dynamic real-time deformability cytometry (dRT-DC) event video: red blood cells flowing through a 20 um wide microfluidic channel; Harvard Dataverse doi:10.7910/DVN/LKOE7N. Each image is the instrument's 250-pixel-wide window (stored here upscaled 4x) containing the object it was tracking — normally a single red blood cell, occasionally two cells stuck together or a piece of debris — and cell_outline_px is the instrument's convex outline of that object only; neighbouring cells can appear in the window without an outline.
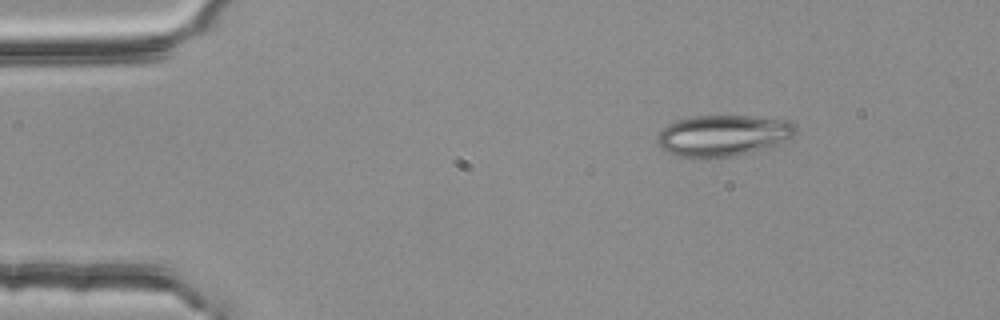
{"species": "common noctule bat (a hibernating species)", "species_latin": "Nyctalus noctula", "temperature_condition": "room temperature", "stored_images_in_passage": 2, "camera_frame_rate_fps": 3000, "um_per_image_px": 0.085, "animal": {"sex": "female", "body_mass_g": 25.1}, "frame": {"image": 1, "passage_image": 2, "time_ms": 0.333, "image_size_px": [1000, 320], "cell_outline_px": [[796, 132], [792, 136], [776, 144], [752, 152], [732, 156], [692, 160], [668, 152], [660, 148], [656, 140], [656, 136], [668, 124], [676, 120], [692, 116], [756, 116], [792, 120], [796, 124]], "centroid_in_image_um": [61.44, 11.52], "position_along_channel_um": 23.6, "area_um2": 33.7}}